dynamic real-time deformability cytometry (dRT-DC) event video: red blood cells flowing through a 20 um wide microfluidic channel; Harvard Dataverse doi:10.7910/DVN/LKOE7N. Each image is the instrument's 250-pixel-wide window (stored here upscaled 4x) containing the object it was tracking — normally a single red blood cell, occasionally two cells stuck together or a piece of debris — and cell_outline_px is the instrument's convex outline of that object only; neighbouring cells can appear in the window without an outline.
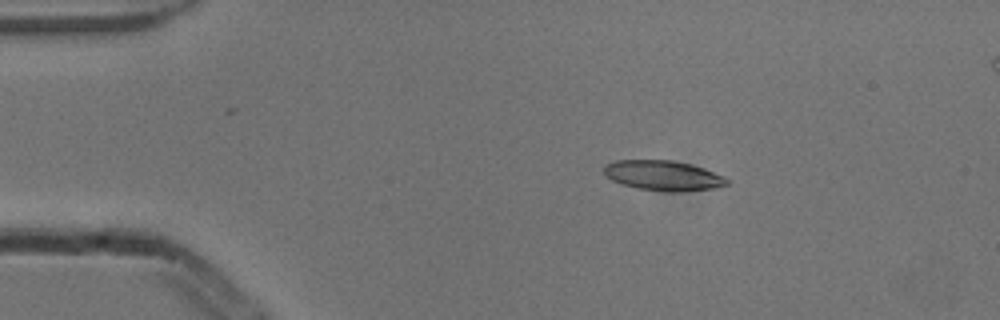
{"species": "common noctule bat (a hibernating species)", "species_latin": "Nyctalus noctula", "temperature_condition": "cold", "stored_images_in_passage": 7, "camera_frame_rate_fps": 3000, "um_per_image_px": 0.085, "animal": {"sex": "male", "body_mass_g": 13.3}, "frame": {"image": 1, "passage_image": 3, "time_ms": 0.667, "image_size_px": [1000, 320], "cell_outline_px": [[732, 180], [728, 184], [712, 188], [676, 192], [672, 192], [636, 188], [620, 184], [604, 176], [604, 164], [616, 160], [672, 160], [704, 168], [724, 176]], "centroid_in_image_um": [56.34, 14.92], "position_along_channel_um": 28.7, "area_um2": 21.62}}
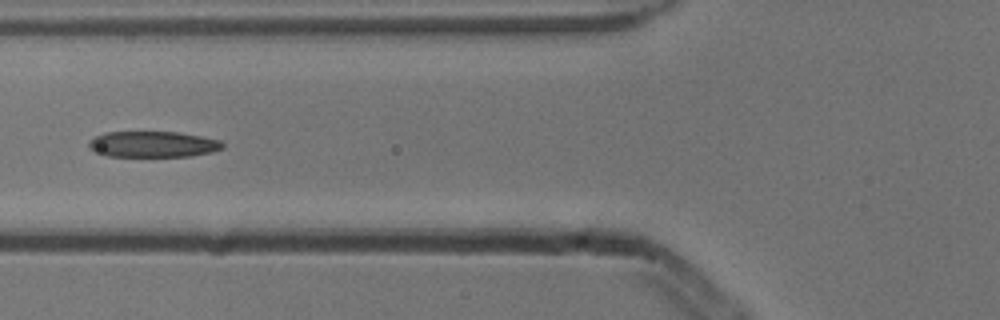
{"frame": {"image": 2, "passage_image": 6, "time_ms": 1.667, "image_size_px": [1000, 320], "cell_outline_px": [[224, 148], [212, 152], [192, 156], [104, 156], [88, 148], [88, 140], [104, 132], [180, 132], [220, 140], [224, 144]], "centroid_in_image_um": [12.98, 12.26], "position_along_channel_um": 112.8, "area_um2": 20.4}}
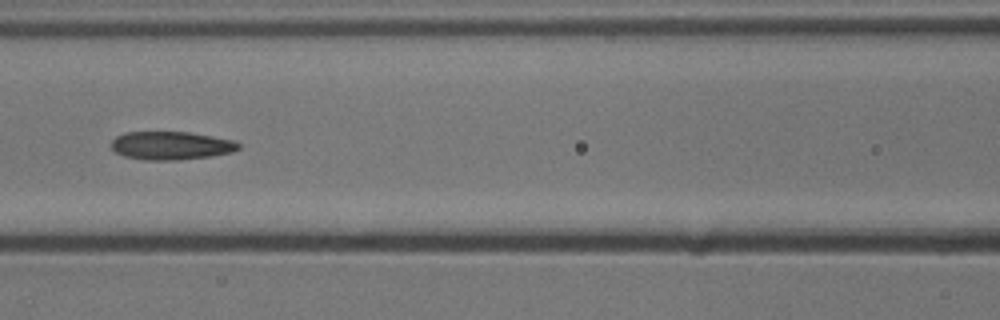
{"frame": {"image": 3, "passage_image": 7, "time_ms": 2.0, "image_size_px": [1000, 320], "cell_outline_px": [[240, 148], [232, 152], [212, 156], [180, 160], [144, 160], [124, 156], [116, 152], [112, 148], [112, 140], [116, 136], [124, 132], [188, 132], [212, 136], [232, 140], [240, 144]], "centroid_in_image_um": [14.54, 12.38], "position_along_channel_um": 152.1, "area_um2": 20.98}}